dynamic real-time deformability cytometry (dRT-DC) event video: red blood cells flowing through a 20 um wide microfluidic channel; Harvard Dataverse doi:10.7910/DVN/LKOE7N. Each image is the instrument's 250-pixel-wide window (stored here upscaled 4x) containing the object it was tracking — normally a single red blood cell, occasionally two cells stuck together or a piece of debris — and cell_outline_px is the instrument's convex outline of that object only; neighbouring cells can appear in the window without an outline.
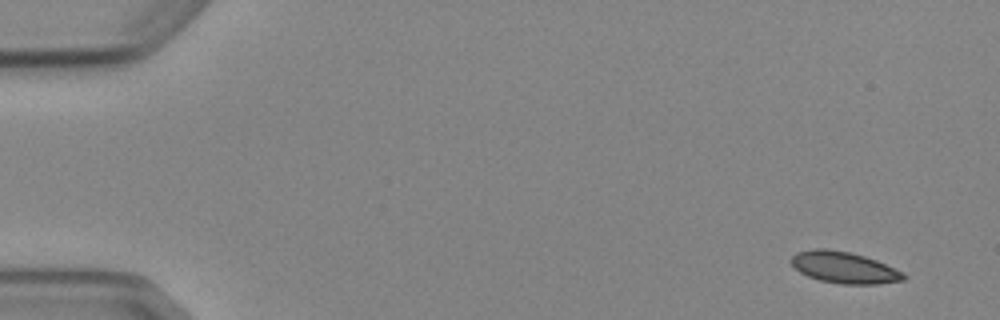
{"species": "Egyptian fruit bat (a non-hibernating species)", "species_latin": "Rousettus aegyptiacus", "temperature_condition": "cold", "stored_images_in_passage": 7, "camera_frame_rate_fps": 3000, "um_per_image_px": 0.085, "animal": {"sex": "female"}, "frame": {"image": 1, "passage_image": 1, "time_ms": 0.0, "image_size_px": [1000, 320], "cell_outline_px": [[908, 276], [904, 280], [876, 284], [840, 284], [820, 280], [808, 276], [800, 272], [792, 264], [792, 256], [796, 252], [812, 248], [824, 248], [848, 252], [864, 256], [876, 260], [904, 272]], "centroid_in_image_um": [71.77, 22.74], "position_along_channel_um": 13.2, "area_um2": 20.58}}
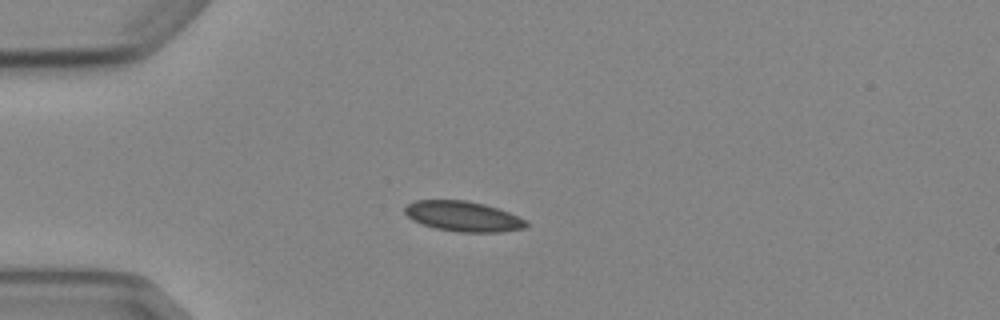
{"frame": {"image": 2, "passage_image": 4, "time_ms": 3.667, "image_size_px": [1000, 320], "cell_outline_px": [[528, 224], [524, 228], [500, 232], [456, 232], [436, 228], [412, 220], [404, 212], [404, 208], [408, 204], [416, 200], [464, 200], [484, 204], [508, 212], [528, 220]], "centroid_in_image_um": [39.37, 18.39], "position_along_channel_um": 45.6, "area_um2": 21.27}}
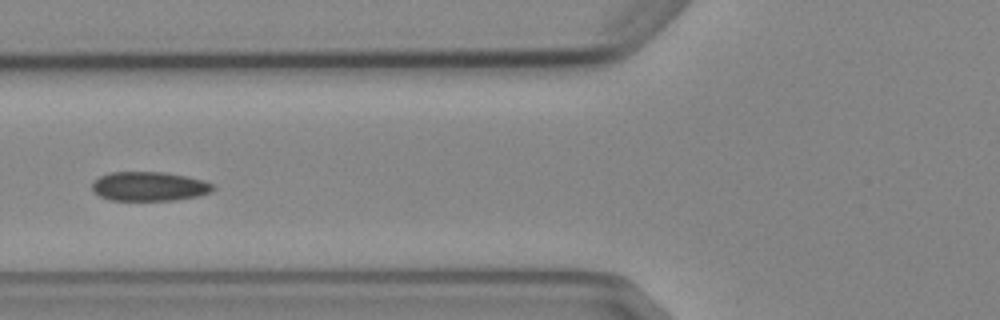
{"frame": {"image": 3, "passage_image": 6, "time_ms": 6.0, "image_size_px": [1000, 320], "cell_outline_px": [[216, 188], [212, 192], [200, 196], [172, 200], [112, 200], [100, 196], [92, 188], [92, 180], [108, 172], [164, 172], [188, 176], [204, 180], [212, 184]], "centroid_in_image_um": [12.71, 15.83], "position_along_channel_um": 113.1, "area_um2": 20.75}}